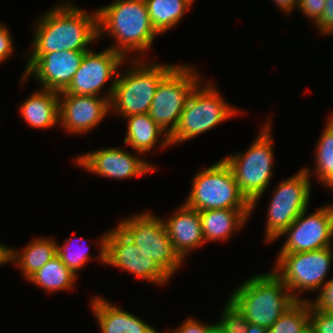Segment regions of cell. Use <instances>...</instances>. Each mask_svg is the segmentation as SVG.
I'll return each instance as SVG.
<instances>
[{
    "label": "cell",
    "mask_w": 333,
    "mask_h": 333,
    "mask_svg": "<svg viewBox=\"0 0 333 333\" xmlns=\"http://www.w3.org/2000/svg\"><path fill=\"white\" fill-rule=\"evenodd\" d=\"M32 54L58 51H89L88 44L98 36V13L61 4L38 20Z\"/></svg>",
    "instance_id": "cell-1"
},
{
    "label": "cell",
    "mask_w": 333,
    "mask_h": 333,
    "mask_svg": "<svg viewBox=\"0 0 333 333\" xmlns=\"http://www.w3.org/2000/svg\"><path fill=\"white\" fill-rule=\"evenodd\" d=\"M289 291L271 271L245 281L229 299L245 314L248 323L269 329L297 300H302Z\"/></svg>",
    "instance_id": "cell-2"
},
{
    "label": "cell",
    "mask_w": 333,
    "mask_h": 333,
    "mask_svg": "<svg viewBox=\"0 0 333 333\" xmlns=\"http://www.w3.org/2000/svg\"><path fill=\"white\" fill-rule=\"evenodd\" d=\"M97 13L98 36L107 31L115 37L117 44L110 48L123 56L132 50H148L159 35L152 26L145 0H115Z\"/></svg>",
    "instance_id": "cell-3"
},
{
    "label": "cell",
    "mask_w": 333,
    "mask_h": 333,
    "mask_svg": "<svg viewBox=\"0 0 333 333\" xmlns=\"http://www.w3.org/2000/svg\"><path fill=\"white\" fill-rule=\"evenodd\" d=\"M136 60L133 68L120 77L118 73L108 94L110 109L124 117L149 113L155 91L161 80L175 67L174 65H143Z\"/></svg>",
    "instance_id": "cell-4"
},
{
    "label": "cell",
    "mask_w": 333,
    "mask_h": 333,
    "mask_svg": "<svg viewBox=\"0 0 333 333\" xmlns=\"http://www.w3.org/2000/svg\"><path fill=\"white\" fill-rule=\"evenodd\" d=\"M185 205L197 211L251 209L239 190L231 167L224 159L197 173Z\"/></svg>",
    "instance_id": "cell-5"
},
{
    "label": "cell",
    "mask_w": 333,
    "mask_h": 333,
    "mask_svg": "<svg viewBox=\"0 0 333 333\" xmlns=\"http://www.w3.org/2000/svg\"><path fill=\"white\" fill-rule=\"evenodd\" d=\"M194 68L176 65L159 83L149 110V116L166 135L161 147L169 146V137L178 127L187 99L198 85Z\"/></svg>",
    "instance_id": "cell-6"
},
{
    "label": "cell",
    "mask_w": 333,
    "mask_h": 333,
    "mask_svg": "<svg viewBox=\"0 0 333 333\" xmlns=\"http://www.w3.org/2000/svg\"><path fill=\"white\" fill-rule=\"evenodd\" d=\"M268 123L244 154L224 158L231 167L239 190L251 203V211L271 180L273 148Z\"/></svg>",
    "instance_id": "cell-7"
},
{
    "label": "cell",
    "mask_w": 333,
    "mask_h": 333,
    "mask_svg": "<svg viewBox=\"0 0 333 333\" xmlns=\"http://www.w3.org/2000/svg\"><path fill=\"white\" fill-rule=\"evenodd\" d=\"M199 86L187 99L178 127L169 137L171 145L204 133L238 112L221 98L213 85Z\"/></svg>",
    "instance_id": "cell-8"
},
{
    "label": "cell",
    "mask_w": 333,
    "mask_h": 333,
    "mask_svg": "<svg viewBox=\"0 0 333 333\" xmlns=\"http://www.w3.org/2000/svg\"><path fill=\"white\" fill-rule=\"evenodd\" d=\"M117 227L141 250L140 256L152 258L169 277L181 265L183 260L174 251L162 219L146 212L121 221Z\"/></svg>",
    "instance_id": "cell-9"
},
{
    "label": "cell",
    "mask_w": 333,
    "mask_h": 333,
    "mask_svg": "<svg viewBox=\"0 0 333 333\" xmlns=\"http://www.w3.org/2000/svg\"><path fill=\"white\" fill-rule=\"evenodd\" d=\"M310 172L306 168L277 187L268 208L266 240L273 241L305 210L310 198Z\"/></svg>",
    "instance_id": "cell-10"
},
{
    "label": "cell",
    "mask_w": 333,
    "mask_h": 333,
    "mask_svg": "<svg viewBox=\"0 0 333 333\" xmlns=\"http://www.w3.org/2000/svg\"><path fill=\"white\" fill-rule=\"evenodd\" d=\"M331 259V247L301 253H279L273 272L290 292L315 290L325 285L323 282Z\"/></svg>",
    "instance_id": "cell-11"
},
{
    "label": "cell",
    "mask_w": 333,
    "mask_h": 333,
    "mask_svg": "<svg viewBox=\"0 0 333 333\" xmlns=\"http://www.w3.org/2000/svg\"><path fill=\"white\" fill-rule=\"evenodd\" d=\"M305 213L306 210L280 235H289L280 253H301L331 247L333 205L321 207L307 217Z\"/></svg>",
    "instance_id": "cell-12"
},
{
    "label": "cell",
    "mask_w": 333,
    "mask_h": 333,
    "mask_svg": "<svg viewBox=\"0 0 333 333\" xmlns=\"http://www.w3.org/2000/svg\"><path fill=\"white\" fill-rule=\"evenodd\" d=\"M87 51H58L46 54H31L22 76V82L33 73L43 84V89L64 91L80 67Z\"/></svg>",
    "instance_id": "cell-13"
},
{
    "label": "cell",
    "mask_w": 333,
    "mask_h": 333,
    "mask_svg": "<svg viewBox=\"0 0 333 333\" xmlns=\"http://www.w3.org/2000/svg\"><path fill=\"white\" fill-rule=\"evenodd\" d=\"M125 56L111 48L100 53L89 50L84 54L80 67L68 87L60 93L98 96L100 89L114 75L124 62Z\"/></svg>",
    "instance_id": "cell-14"
},
{
    "label": "cell",
    "mask_w": 333,
    "mask_h": 333,
    "mask_svg": "<svg viewBox=\"0 0 333 333\" xmlns=\"http://www.w3.org/2000/svg\"><path fill=\"white\" fill-rule=\"evenodd\" d=\"M109 110V98L59 93V123L70 133L82 134L92 130Z\"/></svg>",
    "instance_id": "cell-15"
},
{
    "label": "cell",
    "mask_w": 333,
    "mask_h": 333,
    "mask_svg": "<svg viewBox=\"0 0 333 333\" xmlns=\"http://www.w3.org/2000/svg\"><path fill=\"white\" fill-rule=\"evenodd\" d=\"M76 162L94 174L115 179L141 176L154 169V166L148 162L120 148L85 153V155L77 157Z\"/></svg>",
    "instance_id": "cell-16"
},
{
    "label": "cell",
    "mask_w": 333,
    "mask_h": 333,
    "mask_svg": "<svg viewBox=\"0 0 333 333\" xmlns=\"http://www.w3.org/2000/svg\"><path fill=\"white\" fill-rule=\"evenodd\" d=\"M174 251L184 260L186 253L204 244L199 211L185 204L170 217L163 220Z\"/></svg>",
    "instance_id": "cell-17"
},
{
    "label": "cell",
    "mask_w": 333,
    "mask_h": 333,
    "mask_svg": "<svg viewBox=\"0 0 333 333\" xmlns=\"http://www.w3.org/2000/svg\"><path fill=\"white\" fill-rule=\"evenodd\" d=\"M91 305L102 333H159L137 316L103 298L95 297Z\"/></svg>",
    "instance_id": "cell-18"
},
{
    "label": "cell",
    "mask_w": 333,
    "mask_h": 333,
    "mask_svg": "<svg viewBox=\"0 0 333 333\" xmlns=\"http://www.w3.org/2000/svg\"><path fill=\"white\" fill-rule=\"evenodd\" d=\"M102 237L98 260L136 276V262L141 250L118 227Z\"/></svg>",
    "instance_id": "cell-19"
},
{
    "label": "cell",
    "mask_w": 333,
    "mask_h": 333,
    "mask_svg": "<svg viewBox=\"0 0 333 333\" xmlns=\"http://www.w3.org/2000/svg\"><path fill=\"white\" fill-rule=\"evenodd\" d=\"M251 209H219L199 212L205 242L227 240L233 230L240 229Z\"/></svg>",
    "instance_id": "cell-20"
},
{
    "label": "cell",
    "mask_w": 333,
    "mask_h": 333,
    "mask_svg": "<svg viewBox=\"0 0 333 333\" xmlns=\"http://www.w3.org/2000/svg\"><path fill=\"white\" fill-rule=\"evenodd\" d=\"M24 120L35 128H51L59 123V92L42 89L20 107Z\"/></svg>",
    "instance_id": "cell-21"
},
{
    "label": "cell",
    "mask_w": 333,
    "mask_h": 333,
    "mask_svg": "<svg viewBox=\"0 0 333 333\" xmlns=\"http://www.w3.org/2000/svg\"><path fill=\"white\" fill-rule=\"evenodd\" d=\"M57 255V244L50 239H34L22 253L9 249V261L17 262L28 279Z\"/></svg>",
    "instance_id": "cell-22"
},
{
    "label": "cell",
    "mask_w": 333,
    "mask_h": 333,
    "mask_svg": "<svg viewBox=\"0 0 333 333\" xmlns=\"http://www.w3.org/2000/svg\"><path fill=\"white\" fill-rule=\"evenodd\" d=\"M128 122L125 144H129L139 153L151 151L163 130L149 116L148 113L135 114L126 117Z\"/></svg>",
    "instance_id": "cell-23"
},
{
    "label": "cell",
    "mask_w": 333,
    "mask_h": 333,
    "mask_svg": "<svg viewBox=\"0 0 333 333\" xmlns=\"http://www.w3.org/2000/svg\"><path fill=\"white\" fill-rule=\"evenodd\" d=\"M76 276L67 266L63 264L60 257L56 255L42 268L31 275L28 280L41 286L47 291H60L71 289Z\"/></svg>",
    "instance_id": "cell-24"
},
{
    "label": "cell",
    "mask_w": 333,
    "mask_h": 333,
    "mask_svg": "<svg viewBox=\"0 0 333 333\" xmlns=\"http://www.w3.org/2000/svg\"><path fill=\"white\" fill-rule=\"evenodd\" d=\"M152 26L158 34L171 29L189 8L184 0H145Z\"/></svg>",
    "instance_id": "cell-25"
},
{
    "label": "cell",
    "mask_w": 333,
    "mask_h": 333,
    "mask_svg": "<svg viewBox=\"0 0 333 333\" xmlns=\"http://www.w3.org/2000/svg\"><path fill=\"white\" fill-rule=\"evenodd\" d=\"M310 324V302L297 300L269 329L268 333H300Z\"/></svg>",
    "instance_id": "cell-26"
},
{
    "label": "cell",
    "mask_w": 333,
    "mask_h": 333,
    "mask_svg": "<svg viewBox=\"0 0 333 333\" xmlns=\"http://www.w3.org/2000/svg\"><path fill=\"white\" fill-rule=\"evenodd\" d=\"M317 144L316 175L322 183L333 189V116Z\"/></svg>",
    "instance_id": "cell-27"
},
{
    "label": "cell",
    "mask_w": 333,
    "mask_h": 333,
    "mask_svg": "<svg viewBox=\"0 0 333 333\" xmlns=\"http://www.w3.org/2000/svg\"><path fill=\"white\" fill-rule=\"evenodd\" d=\"M221 321L216 323V333H245L248 322L245 314L228 298Z\"/></svg>",
    "instance_id": "cell-28"
},
{
    "label": "cell",
    "mask_w": 333,
    "mask_h": 333,
    "mask_svg": "<svg viewBox=\"0 0 333 333\" xmlns=\"http://www.w3.org/2000/svg\"><path fill=\"white\" fill-rule=\"evenodd\" d=\"M136 277L153 283L165 284L169 276L150 257L138 256L136 262Z\"/></svg>",
    "instance_id": "cell-29"
},
{
    "label": "cell",
    "mask_w": 333,
    "mask_h": 333,
    "mask_svg": "<svg viewBox=\"0 0 333 333\" xmlns=\"http://www.w3.org/2000/svg\"><path fill=\"white\" fill-rule=\"evenodd\" d=\"M67 244L63 246L57 245V255L60 257L61 261L65 266H67L75 275H77L78 269L82 268L86 261L90 258L88 250H82L80 247L76 250L71 251L70 244L72 240H67ZM74 243V242H73Z\"/></svg>",
    "instance_id": "cell-30"
},
{
    "label": "cell",
    "mask_w": 333,
    "mask_h": 333,
    "mask_svg": "<svg viewBox=\"0 0 333 333\" xmlns=\"http://www.w3.org/2000/svg\"><path fill=\"white\" fill-rule=\"evenodd\" d=\"M310 325L315 333H333V313L321 311L310 302Z\"/></svg>",
    "instance_id": "cell-31"
},
{
    "label": "cell",
    "mask_w": 333,
    "mask_h": 333,
    "mask_svg": "<svg viewBox=\"0 0 333 333\" xmlns=\"http://www.w3.org/2000/svg\"><path fill=\"white\" fill-rule=\"evenodd\" d=\"M320 291L312 304L321 311L333 313V279L327 281Z\"/></svg>",
    "instance_id": "cell-32"
},
{
    "label": "cell",
    "mask_w": 333,
    "mask_h": 333,
    "mask_svg": "<svg viewBox=\"0 0 333 333\" xmlns=\"http://www.w3.org/2000/svg\"><path fill=\"white\" fill-rule=\"evenodd\" d=\"M326 0H299L298 7L304 14L317 22L323 13Z\"/></svg>",
    "instance_id": "cell-33"
},
{
    "label": "cell",
    "mask_w": 333,
    "mask_h": 333,
    "mask_svg": "<svg viewBox=\"0 0 333 333\" xmlns=\"http://www.w3.org/2000/svg\"><path fill=\"white\" fill-rule=\"evenodd\" d=\"M173 333H216V324L207 325L190 318Z\"/></svg>",
    "instance_id": "cell-34"
},
{
    "label": "cell",
    "mask_w": 333,
    "mask_h": 333,
    "mask_svg": "<svg viewBox=\"0 0 333 333\" xmlns=\"http://www.w3.org/2000/svg\"><path fill=\"white\" fill-rule=\"evenodd\" d=\"M316 25L321 33L333 34V0H326L322 16Z\"/></svg>",
    "instance_id": "cell-35"
},
{
    "label": "cell",
    "mask_w": 333,
    "mask_h": 333,
    "mask_svg": "<svg viewBox=\"0 0 333 333\" xmlns=\"http://www.w3.org/2000/svg\"><path fill=\"white\" fill-rule=\"evenodd\" d=\"M12 37L4 25L0 26V62L7 59L13 52Z\"/></svg>",
    "instance_id": "cell-36"
},
{
    "label": "cell",
    "mask_w": 333,
    "mask_h": 333,
    "mask_svg": "<svg viewBox=\"0 0 333 333\" xmlns=\"http://www.w3.org/2000/svg\"><path fill=\"white\" fill-rule=\"evenodd\" d=\"M274 2L279 6L282 10H285L286 13L290 12L294 6L297 5L299 0H274Z\"/></svg>",
    "instance_id": "cell-37"
},
{
    "label": "cell",
    "mask_w": 333,
    "mask_h": 333,
    "mask_svg": "<svg viewBox=\"0 0 333 333\" xmlns=\"http://www.w3.org/2000/svg\"><path fill=\"white\" fill-rule=\"evenodd\" d=\"M9 261V247H5L0 243V265Z\"/></svg>",
    "instance_id": "cell-38"
},
{
    "label": "cell",
    "mask_w": 333,
    "mask_h": 333,
    "mask_svg": "<svg viewBox=\"0 0 333 333\" xmlns=\"http://www.w3.org/2000/svg\"><path fill=\"white\" fill-rule=\"evenodd\" d=\"M245 333H268V329L259 325L248 323L247 331Z\"/></svg>",
    "instance_id": "cell-39"
},
{
    "label": "cell",
    "mask_w": 333,
    "mask_h": 333,
    "mask_svg": "<svg viewBox=\"0 0 333 333\" xmlns=\"http://www.w3.org/2000/svg\"><path fill=\"white\" fill-rule=\"evenodd\" d=\"M300 333H315L314 328L309 324L305 329H303Z\"/></svg>",
    "instance_id": "cell-40"
},
{
    "label": "cell",
    "mask_w": 333,
    "mask_h": 333,
    "mask_svg": "<svg viewBox=\"0 0 333 333\" xmlns=\"http://www.w3.org/2000/svg\"><path fill=\"white\" fill-rule=\"evenodd\" d=\"M185 2H187L190 6L193 3L194 0H184Z\"/></svg>",
    "instance_id": "cell-41"
}]
</instances>
